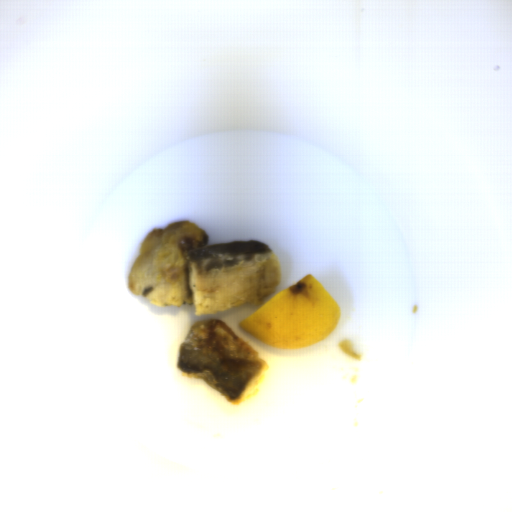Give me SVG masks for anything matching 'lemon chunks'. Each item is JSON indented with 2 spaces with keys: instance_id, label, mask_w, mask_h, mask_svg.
Listing matches in <instances>:
<instances>
[{
  "instance_id": "obj_1",
  "label": "lemon chunks",
  "mask_w": 512,
  "mask_h": 512,
  "mask_svg": "<svg viewBox=\"0 0 512 512\" xmlns=\"http://www.w3.org/2000/svg\"><path fill=\"white\" fill-rule=\"evenodd\" d=\"M340 316L337 301L309 273L242 319L240 327L266 346L290 350L306 348L329 336Z\"/></svg>"
}]
</instances>
